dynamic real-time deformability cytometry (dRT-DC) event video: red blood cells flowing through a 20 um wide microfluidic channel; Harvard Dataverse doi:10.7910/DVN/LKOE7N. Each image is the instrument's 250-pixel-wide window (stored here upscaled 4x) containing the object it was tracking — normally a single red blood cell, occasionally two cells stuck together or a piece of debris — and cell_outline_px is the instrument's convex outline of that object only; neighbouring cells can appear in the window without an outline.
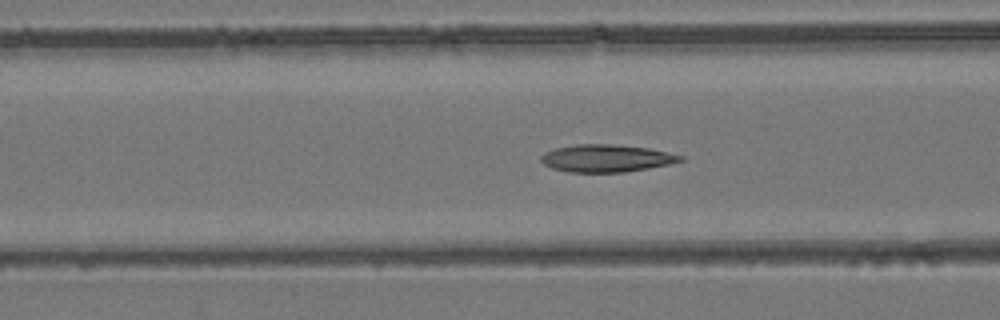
{"species": "common noctule bat (a hibernating species)", "species_latin": "Nyctalus noctula", "temperature_condition": "room temperature", "stored_images_in_passage": 41, "camera_frame_rate_fps": 3000, "um_per_image_px": 0.085, "animal": {"sex": "female", "body_mass_g": 24.6, "forearm_length_mm": 56.2}, "frame": {"image": 1, "passage_image": 8, "time_ms": 2.333, "image_size_px": [1000, 320], "cell_outline_px": [[684, 160], [668, 164], [648, 168], [624, 172], [568, 172], [552, 168], [544, 164], [540, 160], [540, 156], [544, 152], [556, 148], [576, 144], [612, 144], [648, 148], [684, 156]], "centroid_in_image_um": [51.51, 13.45], "position_along_channel_um": 115.1, "area_um2": 22.2}}
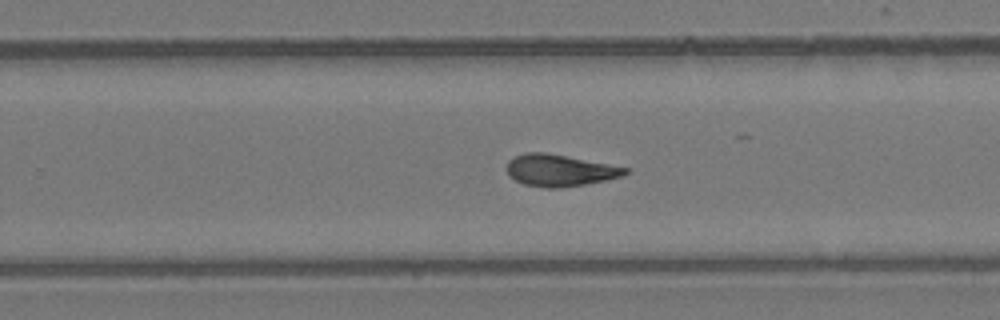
{"frame": {"image": 2, "passage_image": 21, "time_ms": 6.667, "image_size_px": [1000, 320], "cell_outline_px": [[628, 172], [620, 176], [604, 180], [584, 184], [560, 188], [544, 188], [524, 184], [508, 176], [508, 160], [512, 156], [524, 152], [544, 152], [608, 164], [628, 168]], "centroid_in_image_um": [47.5, 14.48], "position_along_channel_um": 282.3, "area_um2": 21.68}}
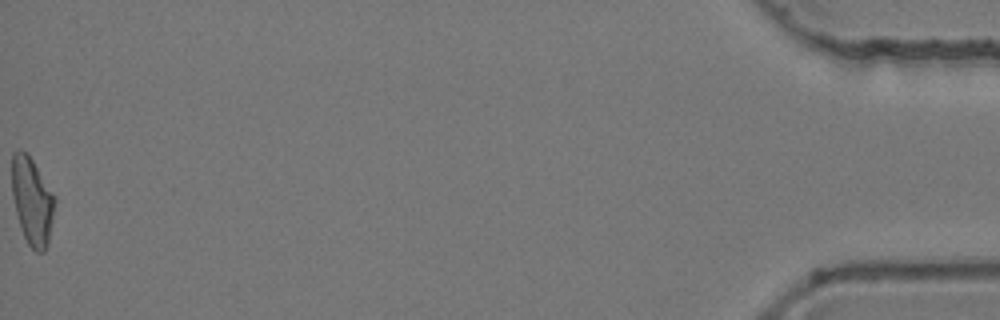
{"frame": {"image": 3, "passage_image": 41, "time_ms": 13.333, "image_size_px": [1000, 320], "cell_outline_px": [[56, 200], [48, 244], [44, 252], [36, 252], [28, 244], [24, 236], [16, 212], [12, 196], [12, 152], [16, 148], [20, 148], [32, 160]], "centroid_in_image_um": [2.71, 17.1], "position_along_channel_um": 432.5, "area_um2": 21.5}, "authors_computed_cell_mechanics": {"area_um2": 21.9062, "velocity_mm_per_s": 3.8661, "shape_relaxation_time_tau1_ms": null, "shape_relaxation_time_tau2_ms": 3.0193, "deformation_change_tau1": null, "deformation_change_tau2": 0.0928}}